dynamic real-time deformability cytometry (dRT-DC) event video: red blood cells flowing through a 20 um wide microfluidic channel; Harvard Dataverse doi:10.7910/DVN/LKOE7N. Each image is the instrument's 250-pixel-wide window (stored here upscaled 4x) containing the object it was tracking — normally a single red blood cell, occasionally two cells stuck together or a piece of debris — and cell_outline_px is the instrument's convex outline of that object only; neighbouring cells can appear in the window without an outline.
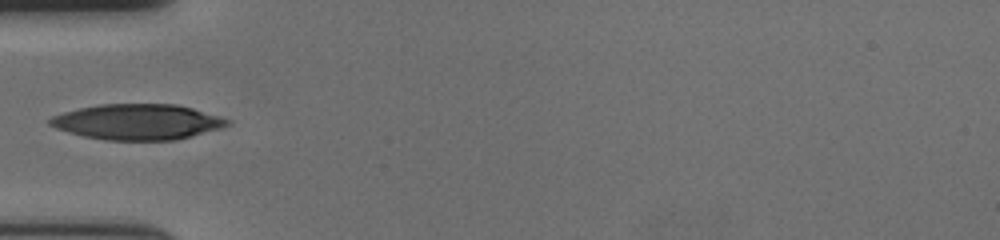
{"species": "human", "species_latin": "Homo sapiens", "temperature_condition": "cold", "stored_images_in_passage": 39, "camera_frame_rate_fps": 3000, "um_per_image_px": 0.085, "donor": {"sex": "female"}, "frame": {"image": 1, "passage_image": 1, "time_ms": 0.0, "image_size_px": [1000, 240], "cell_outline_px": [[232, 120], [228, 124], [220, 128], [192, 136], [176, 140], [104, 140], [84, 136], [68, 132], [56, 128], [48, 124], [48, 120], [52, 116], [64, 112], [80, 108], [100, 104], [176, 104], [192, 108]], "centroid_in_image_um": [11.67, 10.36], "position_along_channel_um": 73.3, "area_um2": 36.65}}
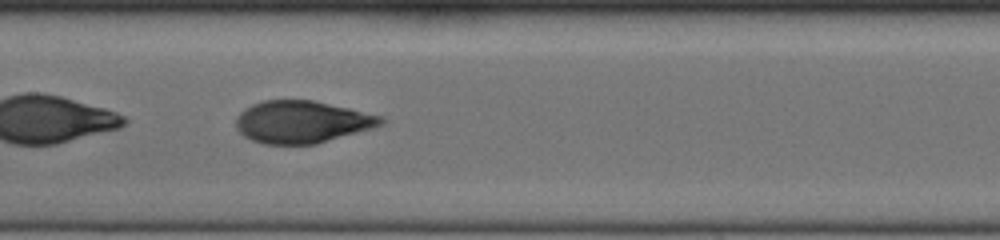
{"frame": {"image": 2, "passage_image": 10, "time_ms": 3.0, "image_size_px": [1000, 240], "cell_outline_px": [[388, 120], [384, 124], [372, 128], [316, 144], [264, 144], [252, 140], [244, 136], [236, 128], [236, 116], [244, 108], [252, 104], [264, 100], [312, 100], [384, 116]], "centroid_in_image_um": [25.67, 10.36], "position_along_channel_um": 181.7, "area_um2": 35.78}}
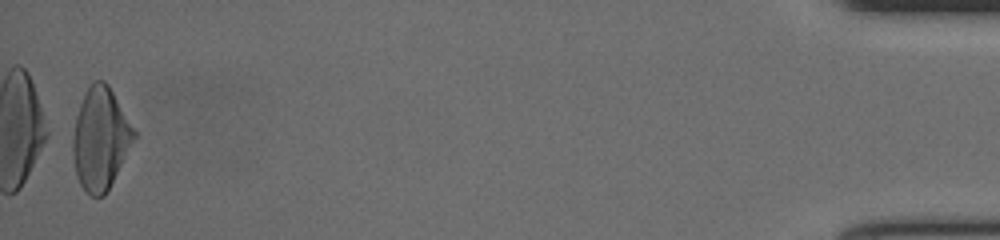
{"frame": {"image": 3, "passage_image": 38, "time_ms": 12.333, "image_size_px": [1000, 240], "cell_outline_px": [[136, 136], [104, 196], [88, 196], [80, 184], [76, 176], [72, 152], [72, 140], [76, 116], [84, 92], [92, 80], [104, 80], [108, 84], [136, 132]], "centroid_in_image_um": [8.5, 11.77], "position_along_channel_um": 426.7, "area_um2": 36.13}}